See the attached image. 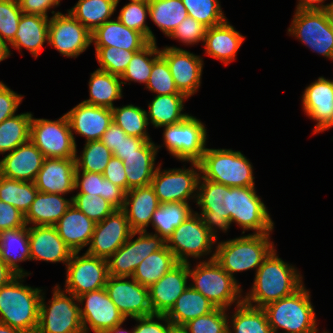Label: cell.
<instances>
[{
	"label": "cell",
	"instance_id": "obj_69",
	"mask_svg": "<svg viewBox=\"0 0 333 333\" xmlns=\"http://www.w3.org/2000/svg\"><path fill=\"white\" fill-rule=\"evenodd\" d=\"M122 324L116 325L115 327L106 330L104 333H134V330H132L131 332L127 331V330H123L121 328Z\"/></svg>",
	"mask_w": 333,
	"mask_h": 333
},
{
	"label": "cell",
	"instance_id": "obj_24",
	"mask_svg": "<svg viewBox=\"0 0 333 333\" xmlns=\"http://www.w3.org/2000/svg\"><path fill=\"white\" fill-rule=\"evenodd\" d=\"M302 103L305 113L317 121L314 133L333 126V80L319 77L305 89Z\"/></svg>",
	"mask_w": 333,
	"mask_h": 333
},
{
	"label": "cell",
	"instance_id": "obj_31",
	"mask_svg": "<svg viewBox=\"0 0 333 333\" xmlns=\"http://www.w3.org/2000/svg\"><path fill=\"white\" fill-rule=\"evenodd\" d=\"M151 141H146L137 153L129 156H115L121 159L125 165L127 178V192L131 189L151 184L157 167H154L157 149ZM155 169V170H154Z\"/></svg>",
	"mask_w": 333,
	"mask_h": 333
},
{
	"label": "cell",
	"instance_id": "obj_32",
	"mask_svg": "<svg viewBox=\"0 0 333 333\" xmlns=\"http://www.w3.org/2000/svg\"><path fill=\"white\" fill-rule=\"evenodd\" d=\"M243 41L244 37L226 20L207 29L204 46L207 55L221 60L226 65L235 59Z\"/></svg>",
	"mask_w": 333,
	"mask_h": 333
},
{
	"label": "cell",
	"instance_id": "obj_54",
	"mask_svg": "<svg viewBox=\"0 0 333 333\" xmlns=\"http://www.w3.org/2000/svg\"><path fill=\"white\" fill-rule=\"evenodd\" d=\"M226 309L216 308L207 315L197 317L182 326L187 333H227Z\"/></svg>",
	"mask_w": 333,
	"mask_h": 333
},
{
	"label": "cell",
	"instance_id": "obj_22",
	"mask_svg": "<svg viewBox=\"0 0 333 333\" xmlns=\"http://www.w3.org/2000/svg\"><path fill=\"white\" fill-rule=\"evenodd\" d=\"M189 265V262H178L149 287V303L153 314H166L186 290Z\"/></svg>",
	"mask_w": 333,
	"mask_h": 333
},
{
	"label": "cell",
	"instance_id": "obj_2",
	"mask_svg": "<svg viewBox=\"0 0 333 333\" xmlns=\"http://www.w3.org/2000/svg\"><path fill=\"white\" fill-rule=\"evenodd\" d=\"M17 275L0 288V322L24 333H36L39 324L41 289L24 286Z\"/></svg>",
	"mask_w": 333,
	"mask_h": 333
},
{
	"label": "cell",
	"instance_id": "obj_29",
	"mask_svg": "<svg viewBox=\"0 0 333 333\" xmlns=\"http://www.w3.org/2000/svg\"><path fill=\"white\" fill-rule=\"evenodd\" d=\"M95 47H117L140 51L150 41L140 32L126 27L119 19L106 21L91 33Z\"/></svg>",
	"mask_w": 333,
	"mask_h": 333
},
{
	"label": "cell",
	"instance_id": "obj_18",
	"mask_svg": "<svg viewBox=\"0 0 333 333\" xmlns=\"http://www.w3.org/2000/svg\"><path fill=\"white\" fill-rule=\"evenodd\" d=\"M77 298L81 304L86 300L85 307L80 308L84 333H87L90 328L94 333H104L116 325L123 324L126 320L110 299L105 288L84 293ZM88 324L90 328H88Z\"/></svg>",
	"mask_w": 333,
	"mask_h": 333
},
{
	"label": "cell",
	"instance_id": "obj_9",
	"mask_svg": "<svg viewBox=\"0 0 333 333\" xmlns=\"http://www.w3.org/2000/svg\"><path fill=\"white\" fill-rule=\"evenodd\" d=\"M288 32L317 53L333 60V16L330 10H296Z\"/></svg>",
	"mask_w": 333,
	"mask_h": 333
},
{
	"label": "cell",
	"instance_id": "obj_62",
	"mask_svg": "<svg viewBox=\"0 0 333 333\" xmlns=\"http://www.w3.org/2000/svg\"><path fill=\"white\" fill-rule=\"evenodd\" d=\"M23 14L41 15L48 18L47 10L59 5L60 0H18Z\"/></svg>",
	"mask_w": 333,
	"mask_h": 333
},
{
	"label": "cell",
	"instance_id": "obj_63",
	"mask_svg": "<svg viewBox=\"0 0 333 333\" xmlns=\"http://www.w3.org/2000/svg\"><path fill=\"white\" fill-rule=\"evenodd\" d=\"M127 134L118 125L112 122L107 130L104 132L101 141L104 145L111 150L114 155Z\"/></svg>",
	"mask_w": 333,
	"mask_h": 333
},
{
	"label": "cell",
	"instance_id": "obj_20",
	"mask_svg": "<svg viewBox=\"0 0 333 333\" xmlns=\"http://www.w3.org/2000/svg\"><path fill=\"white\" fill-rule=\"evenodd\" d=\"M200 174L193 168L191 169H171L160 171V166L157 167L151 186L154 189L160 203H188L196 189Z\"/></svg>",
	"mask_w": 333,
	"mask_h": 333
},
{
	"label": "cell",
	"instance_id": "obj_21",
	"mask_svg": "<svg viewBox=\"0 0 333 333\" xmlns=\"http://www.w3.org/2000/svg\"><path fill=\"white\" fill-rule=\"evenodd\" d=\"M160 55L168 64L177 89L187 97L194 94L201 83V57L177 47H165Z\"/></svg>",
	"mask_w": 333,
	"mask_h": 333
},
{
	"label": "cell",
	"instance_id": "obj_17",
	"mask_svg": "<svg viewBox=\"0 0 333 333\" xmlns=\"http://www.w3.org/2000/svg\"><path fill=\"white\" fill-rule=\"evenodd\" d=\"M131 281H124L126 277L110 276L107 279L105 289L119 309L121 314L127 317H146L153 315L149 303V288L138 283L133 277Z\"/></svg>",
	"mask_w": 333,
	"mask_h": 333
},
{
	"label": "cell",
	"instance_id": "obj_48",
	"mask_svg": "<svg viewBox=\"0 0 333 333\" xmlns=\"http://www.w3.org/2000/svg\"><path fill=\"white\" fill-rule=\"evenodd\" d=\"M149 56L153 58L149 59ZM159 56L160 50L157 49L156 42H149L140 51L134 53L120 79L147 84L153 63Z\"/></svg>",
	"mask_w": 333,
	"mask_h": 333
},
{
	"label": "cell",
	"instance_id": "obj_1",
	"mask_svg": "<svg viewBox=\"0 0 333 333\" xmlns=\"http://www.w3.org/2000/svg\"><path fill=\"white\" fill-rule=\"evenodd\" d=\"M275 251L268 255L256 271L252 290L242 298L244 303L263 308L291 296L303 286L300 273L279 258Z\"/></svg>",
	"mask_w": 333,
	"mask_h": 333
},
{
	"label": "cell",
	"instance_id": "obj_45",
	"mask_svg": "<svg viewBox=\"0 0 333 333\" xmlns=\"http://www.w3.org/2000/svg\"><path fill=\"white\" fill-rule=\"evenodd\" d=\"M38 189L34 182L9 179L0 175V201H4L26 215Z\"/></svg>",
	"mask_w": 333,
	"mask_h": 333
},
{
	"label": "cell",
	"instance_id": "obj_56",
	"mask_svg": "<svg viewBox=\"0 0 333 333\" xmlns=\"http://www.w3.org/2000/svg\"><path fill=\"white\" fill-rule=\"evenodd\" d=\"M22 14L18 0H0V39L6 44L14 41Z\"/></svg>",
	"mask_w": 333,
	"mask_h": 333
},
{
	"label": "cell",
	"instance_id": "obj_25",
	"mask_svg": "<svg viewBox=\"0 0 333 333\" xmlns=\"http://www.w3.org/2000/svg\"><path fill=\"white\" fill-rule=\"evenodd\" d=\"M75 158H45L34 181L39 192L65 194L75 190Z\"/></svg>",
	"mask_w": 333,
	"mask_h": 333
},
{
	"label": "cell",
	"instance_id": "obj_7",
	"mask_svg": "<svg viewBox=\"0 0 333 333\" xmlns=\"http://www.w3.org/2000/svg\"><path fill=\"white\" fill-rule=\"evenodd\" d=\"M30 141L45 158H75L77 156L75 138L66 114L56 121L32 117Z\"/></svg>",
	"mask_w": 333,
	"mask_h": 333
},
{
	"label": "cell",
	"instance_id": "obj_61",
	"mask_svg": "<svg viewBox=\"0 0 333 333\" xmlns=\"http://www.w3.org/2000/svg\"><path fill=\"white\" fill-rule=\"evenodd\" d=\"M103 177L114 185L122 188L127 193V178L125 165L123 161L114 155L110 158L109 163L102 173Z\"/></svg>",
	"mask_w": 333,
	"mask_h": 333
},
{
	"label": "cell",
	"instance_id": "obj_3",
	"mask_svg": "<svg viewBox=\"0 0 333 333\" xmlns=\"http://www.w3.org/2000/svg\"><path fill=\"white\" fill-rule=\"evenodd\" d=\"M191 163L204 179L229 187L254 186L252 165L240 151L206 148L202 158Z\"/></svg>",
	"mask_w": 333,
	"mask_h": 333
},
{
	"label": "cell",
	"instance_id": "obj_50",
	"mask_svg": "<svg viewBox=\"0 0 333 333\" xmlns=\"http://www.w3.org/2000/svg\"><path fill=\"white\" fill-rule=\"evenodd\" d=\"M147 13H149L148 0H131L121 9L117 18L126 27L142 33L150 42H156L152 31L145 24Z\"/></svg>",
	"mask_w": 333,
	"mask_h": 333
},
{
	"label": "cell",
	"instance_id": "obj_14",
	"mask_svg": "<svg viewBox=\"0 0 333 333\" xmlns=\"http://www.w3.org/2000/svg\"><path fill=\"white\" fill-rule=\"evenodd\" d=\"M137 233L140 236L130 241ZM166 241L159 235L147 231L132 232L129 239L107 259L108 273L114 277L133 276L138 265L151 253L162 249Z\"/></svg>",
	"mask_w": 333,
	"mask_h": 333
},
{
	"label": "cell",
	"instance_id": "obj_57",
	"mask_svg": "<svg viewBox=\"0 0 333 333\" xmlns=\"http://www.w3.org/2000/svg\"><path fill=\"white\" fill-rule=\"evenodd\" d=\"M208 27L198 22L191 16H187L169 36L186 44H194L205 39Z\"/></svg>",
	"mask_w": 333,
	"mask_h": 333
},
{
	"label": "cell",
	"instance_id": "obj_47",
	"mask_svg": "<svg viewBox=\"0 0 333 333\" xmlns=\"http://www.w3.org/2000/svg\"><path fill=\"white\" fill-rule=\"evenodd\" d=\"M111 110L112 121L127 135L150 141V137L146 133L149 122L145 110L131 104L122 108L114 107Z\"/></svg>",
	"mask_w": 333,
	"mask_h": 333
},
{
	"label": "cell",
	"instance_id": "obj_10",
	"mask_svg": "<svg viewBox=\"0 0 333 333\" xmlns=\"http://www.w3.org/2000/svg\"><path fill=\"white\" fill-rule=\"evenodd\" d=\"M216 238L209 232L198 213L190 215L166 240L177 262L188 263L187 256L199 258L211 252Z\"/></svg>",
	"mask_w": 333,
	"mask_h": 333
},
{
	"label": "cell",
	"instance_id": "obj_39",
	"mask_svg": "<svg viewBox=\"0 0 333 333\" xmlns=\"http://www.w3.org/2000/svg\"><path fill=\"white\" fill-rule=\"evenodd\" d=\"M188 97L185 94L156 95L149 103V111L146 114L150 117L151 123L155 127L182 122L188 114H182L184 108L183 101Z\"/></svg>",
	"mask_w": 333,
	"mask_h": 333
},
{
	"label": "cell",
	"instance_id": "obj_58",
	"mask_svg": "<svg viewBox=\"0 0 333 333\" xmlns=\"http://www.w3.org/2000/svg\"><path fill=\"white\" fill-rule=\"evenodd\" d=\"M27 226L25 215L14 206L0 201V232Z\"/></svg>",
	"mask_w": 333,
	"mask_h": 333
},
{
	"label": "cell",
	"instance_id": "obj_66",
	"mask_svg": "<svg viewBox=\"0 0 333 333\" xmlns=\"http://www.w3.org/2000/svg\"><path fill=\"white\" fill-rule=\"evenodd\" d=\"M17 275L0 259V288L7 285Z\"/></svg>",
	"mask_w": 333,
	"mask_h": 333
},
{
	"label": "cell",
	"instance_id": "obj_26",
	"mask_svg": "<svg viewBox=\"0 0 333 333\" xmlns=\"http://www.w3.org/2000/svg\"><path fill=\"white\" fill-rule=\"evenodd\" d=\"M71 130L86 137V142L101 140L112 121V110L85 102L66 113Z\"/></svg>",
	"mask_w": 333,
	"mask_h": 333
},
{
	"label": "cell",
	"instance_id": "obj_53",
	"mask_svg": "<svg viewBox=\"0 0 333 333\" xmlns=\"http://www.w3.org/2000/svg\"><path fill=\"white\" fill-rule=\"evenodd\" d=\"M72 204L95 223L101 222L116 208L101 196L77 193L71 197Z\"/></svg>",
	"mask_w": 333,
	"mask_h": 333
},
{
	"label": "cell",
	"instance_id": "obj_70",
	"mask_svg": "<svg viewBox=\"0 0 333 333\" xmlns=\"http://www.w3.org/2000/svg\"><path fill=\"white\" fill-rule=\"evenodd\" d=\"M168 333H187L182 327L172 326Z\"/></svg>",
	"mask_w": 333,
	"mask_h": 333
},
{
	"label": "cell",
	"instance_id": "obj_11",
	"mask_svg": "<svg viewBox=\"0 0 333 333\" xmlns=\"http://www.w3.org/2000/svg\"><path fill=\"white\" fill-rule=\"evenodd\" d=\"M236 222L245 230L256 234L270 233L272 222L266 206L256 194L254 186L230 187V224Z\"/></svg>",
	"mask_w": 333,
	"mask_h": 333
},
{
	"label": "cell",
	"instance_id": "obj_23",
	"mask_svg": "<svg viewBox=\"0 0 333 333\" xmlns=\"http://www.w3.org/2000/svg\"><path fill=\"white\" fill-rule=\"evenodd\" d=\"M44 160L45 156L29 140L0 160V175L9 179L34 182Z\"/></svg>",
	"mask_w": 333,
	"mask_h": 333
},
{
	"label": "cell",
	"instance_id": "obj_34",
	"mask_svg": "<svg viewBox=\"0 0 333 333\" xmlns=\"http://www.w3.org/2000/svg\"><path fill=\"white\" fill-rule=\"evenodd\" d=\"M215 309L210 300L189 285L165 315L173 326L182 327L188 321L207 315Z\"/></svg>",
	"mask_w": 333,
	"mask_h": 333
},
{
	"label": "cell",
	"instance_id": "obj_49",
	"mask_svg": "<svg viewBox=\"0 0 333 333\" xmlns=\"http://www.w3.org/2000/svg\"><path fill=\"white\" fill-rule=\"evenodd\" d=\"M112 156L101 140L86 142L81 158L75 157L76 169L102 174Z\"/></svg>",
	"mask_w": 333,
	"mask_h": 333
},
{
	"label": "cell",
	"instance_id": "obj_68",
	"mask_svg": "<svg viewBox=\"0 0 333 333\" xmlns=\"http://www.w3.org/2000/svg\"><path fill=\"white\" fill-rule=\"evenodd\" d=\"M0 333H24L17 328L11 327L5 323L0 322Z\"/></svg>",
	"mask_w": 333,
	"mask_h": 333
},
{
	"label": "cell",
	"instance_id": "obj_30",
	"mask_svg": "<svg viewBox=\"0 0 333 333\" xmlns=\"http://www.w3.org/2000/svg\"><path fill=\"white\" fill-rule=\"evenodd\" d=\"M95 225L72 204L54 226L65 244L73 252H79L90 243Z\"/></svg>",
	"mask_w": 333,
	"mask_h": 333
},
{
	"label": "cell",
	"instance_id": "obj_46",
	"mask_svg": "<svg viewBox=\"0 0 333 333\" xmlns=\"http://www.w3.org/2000/svg\"><path fill=\"white\" fill-rule=\"evenodd\" d=\"M236 312L232 316L235 333H273L263 308L253 307L244 302L236 305ZM228 332L232 333L230 327Z\"/></svg>",
	"mask_w": 333,
	"mask_h": 333
},
{
	"label": "cell",
	"instance_id": "obj_4",
	"mask_svg": "<svg viewBox=\"0 0 333 333\" xmlns=\"http://www.w3.org/2000/svg\"><path fill=\"white\" fill-rule=\"evenodd\" d=\"M270 233L249 234L220 242L213 253L215 261L232 277L234 272L258 268L274 250Z\"/></svg>",
	"mask_w": 333,
	"mask_h": 333
},
{
	"label": "cell",
	"instance_id": "obj_38",
	"mask_svg": "<svg viewBox=\"0 0 333 333\" xmlns=\"http://www.w3.org/2000/svg\"><path fill=\"white\" fill-rule=\"evenodd\" d=\"M120 76L97 69L91 73L89 81L90 99L83 102L113 109V101L122 97Z\"/></svg>",
	"mask_w": 333,
	"mask_h": 333
},
{
	"label": "cell",
	"instance_id": "obj_6",
	"mask_svg": "<svg viewBox=\"0 0 333 333\" xmlns=\"http://www.w3.org/2000/svg\"><path fill=\"white\" fill-rule=\"evenodd\" d=\"M189 276L194 281L190 285L210 300L216 308L227 309L232 303L241 304V289L234 278H232L211 257L208 262H200L193 270L189 266ZM240 294V295H239Z\"/></svg>",
	"mask_w": 333,
	"mask_h": 333
},
{
	"label": "cell",
	"instance_id": "obj_65",
	"mask_svg": "<svg viewBox=\"0 0 333 333\" xmlns=\"http://www.w3.org/2000/svg\"><path fill=\"white\" fill-rule=\"evenodd\" d=\"M324 0H299L298 11H328L331 10L330 4L323 5Z\"/></svg>",
	"mask_w": 333,
	"mask_h": 333
},
{
	"label": "cell",
	"instance_id": "obj_33",
	"mask_svg": "<svg viewBox=\"0 0 333 333\" xmlns=\"http://www.w3.org/2000/svg\"><path fill=\"white\" fill-rule=\"evenodd\" d=\"M72 205V199L66 200L61 194L39 192L25 215L26 225L54 226Z\"/></svg>",
	"mask_w": 333,
	"mask_h": 333
},
{
	"label": "cell",
	"instance_id": "obj_52",
	"mask_svg": "<svg viewBox=\"0 0 333 333\" xmlns=\"http://www.w3.org/2000/svg\"><path fill=\"white\" fill-rule=\"evenodd\" d=\"M96 58L101 66L99 70L121 76L137 51L118 49L117 47H95Z\"/></svg>",
	"mask_w": 333,
	"mask_h": 333
},
{
	"label": "cell",
	"instance_id": "obj_44",
	"mask_svg": "<svg viewBox=\"0 0 333 333\" xmlns=\"http://www.w3.org/2000/svg\"><path fill=\"white\" fill-rule=\"evenodd\" d=\"M31 113H22L0 123V153L11 152L30 140Z\"/></svg>",
	"mask_w": 333,
	"mask_h": 333
},
{
	"label": "cell",
	"instance_id": "obj_12",
	"mask_svg": "<svg viewBox=\"0 0 333 333\" xmlns=\"http://www.w3.org/2000/svg\"><path fill=\"white\" fill-rule=\"evenodd\" d=\"M164 144L174 157L198 162L206 151V129L203 123L188 115L182 122L163 126Z\"/></svg>",
	"mask_w": 333,
	"mask_h": 333
},
{
	"label": "cell",
	"instance_id": "obj_71",
	"mask_svg": "<svg viewBox=\"0 0 333 333\" xmlns=\"http://www.w3.org/2000/svg\"><path fill=\"white\" fill-rule=\"evenodd\" d=\"M330 7H331V14H332V16H333V2L332 3H330Z\"/></svg>",
	"mask_w": 333,
	"mask_h": 333
},
{
	"label": "cell",
	"instance_id": "obj_59",
	"mask_svg": "<svg viewBox=\"0 0 333 333\" xmlns=\"http://www.w3.org/2000/svg\"><path fill=\"white\" fill-rule=\"evenodd\" d=\"M22 97L0 82V123L15 115Z\"/></svg>",
	"mask_w": 333,
	"mask_h": 333
},
{
	"label": "cell",
	"instance_id": "obj_60",
	"mask_svg": "<svg viewBox=\"0 0 333 333\" xmlns=\"http://www.w3.org/2000/svg\"><path fill=\"white\" fill-rule=\"evenodd\" d=\"M154 318L158 320L165 321V325L158 321H153ZM139 322V325L135 326L134 333H168L172 323L168 320L165 314H153L146 317H136L134 318Z\"/></svg>",
	"mask_w": 333,
	"mask_h": 333
},
{
	"label": "cell",
	"instance_id": "obj_55",
	"mask_svg": "<svg viewBox=\"0 0 333 333\" xmlns=\"http://www.w3.org/2000/svg\"><path fill=\"white\" fill-rule=\"evenodd\" d=\"M146 87L157 95L183 94L177 89L169 66L161 55L153 63Z\"/></svg>",
	"mask_w": 333,
	"mask_h": 333
},
{
	"label": "cell",
	"instance_id": "obj_5",
	"mask_svg": "<svg viewBox=\"0 0 333 333\" xmlns=\"http://www.w3.org/2000/svg\"><path fill=\"white\" fill-rule=\"evenodd\" d=\"M263 309L273 333H318L310 294L304 285L291 296L272 302Z\"/></svg>",
	"mask_w": 333,
	"mask_h": 333
},
{
	"label": "cell",
	"instance_id": "obj_35",
	"mask_svg": "<svg viewBox=\"0 0 333 333\" xmlns=\"http://www.w3.org/2000/svg\"><path fill=\"white\" fill-rule=\"evenodd\" d=\"M0 259L19 276H27L17 262L30 260L27 226L0 232Z\"/></svg>",
	"mask_w": 333,
	"mask_h": 333
},
{
	"label": "cell",
	"instance_id": "obj_64",
	"mask_svg": "<svg viewBox=\"0 0 333 333\" xmlns=\"http://www.w3.org/2000/svg\"><path fill=\"white\" fill-rule=\"evenodd\" d=\"M145 142L146 140L144 139L126 135L114 156H129L131 154L137 153V150Z\"/></svg>",
	"mask_w": 333,
	"mask_h": 333
},
{
	"label": "cell",
	"instance_id": "obj_15",
	"mask_svg": "<svg viewBox=\"0 0 333 333\" xmlns=\"http://www.w3.org/2000/svg\"><path fill=\"white\" fill-rule=\"evenodd\" d=\"M200 179L203 180L200 185ZM197 204L201 207V219L209 232L217 239L213 226L227 231L230 226V187L200 177ZM200 185V186H199Z\"/></svg>",
	"mask_w": 333,
	"mask_h": 333
},
{
	"label": "cell",
	"instance_id": "obj_16",
	"mask_svg": "<svg viewBox=\"0 0 333 333\" xmlns=\"http://www.w3.org/2000/svg\"><path fill=\"white\" fill-rule=\"evenodd\" d=\"M52 14L48 26V43L64 56L77 57L92 43L91 32L69 11L67 15L54 11Z\"/></svg>",
	"mask_w": 333,
	"mask_h": 333
},
{
	"label": "cell",
	"instance_id": "obj_42",
	"mask_svg": "<svg viewBox=\"0 0 333 333\" xmlns=\"http://www.w3.org/2000/svg\"><path fill=\"white\" fill-rule=\"evenodd\" d=\"M149 13L152 21L167 35L188 16L182 0H148Z\"/></svg>",
	"mask_w": 333,
	"mask_h": 333
},
{
	"label": "cell",
	"instance_id": "obj_36",
	"mask_svg": "<svg viewBox=\"0 0 333 333\" xmlns=\"http://www.w3.org/2000/svg\"><path fill=\"white\" fill-rule=\"evenodd\" d=\"M48 26L49 19L47 17L22 14L11 46L18 50L24 47L34 57H37L44 42L48 40Z\"/></svg>",
	"mask_w": 333,
	"mask_h": 333
},
{
	"label": "cell",
	"instance_id": "obj_67",
	"mask_svg": "<svg viewBox=\"0 0 333 333\" xmlns=\"http://www.w3.org/2000/svg\"><path fill=\"white\" fill-rule=\"evenodd\" d=\"M10 49L8 45L0 39V61H3L6 59L8 56H10Z\"/></svg>",
	"mask_w": 333,
	"mask_h": 333
},
{
	"label": "cell",
	"instance_id": "obj_28",
	"mask_svg": "<svg viewBox=\"0 0 333 333\" xmlns=\"http://www.w3.org/2000/svg\"><path fill=\"white\" fill-rule=\"evenodd\" d=\"M130 206V209L128 208ZM160 206L151 185L129 190L125 196L123 211L133 232L146 231L152 215Z\"/></svg>",
	"mask_w": 333,
	"mask_h": 333
},
{
	"label": "cell",
	"instance_id": "obj_19",
	"mask_svg": "<svg viewBox=\"0 0 333 333\" xmlns=\"http://www.w3.org/2000/svg\"><path fill=\"white\" fill-rule=\"evenodd\" d=\"M132 232L125 212L116 209L104 220L96 223L86 253L108 259L129 239Z\"/></svg>",
	"mask_w": 333,
	"mask_h": 333
},
{
	"label": "cell",
	"instance_id": "obj_40",
	"mask_svg": "<svg viewBox=\"0 0 333 333\" xmlns=\"http://www.w3.org/2000/svg\"><path fill=\"white\" fill-rule=\"evenodd\" d=\"M118 3L119 0H79L69 13L92 33L109 21Z\"/></svg>",
	"mask_w": 333,
	"mask_h": 333
},
{
	"label": "cell",
	"instance_id": "obj_41",
	"mask_svg": "<svg viewBox=\"0 0 333 333\" xmlns=\"http://www.w3.org/2000/svg\"><path fill=\"white\" fill-rule=\"evenodd\" d=\"M172 251L165 245L151 253L136 268L133 278L143 286L150 287L177 264Z\"/></svg>",
	"mask_w": 333,
	"mask_h": 333
},
{
	"label": "cell",
	"instance_id": "obj_43",
	"mask_svg": "<svg viewBox=\"0 0 333 333\" xmlns=\"http://www.w3.org/2000/svg\"><path fill=\"white\" fill-rule=\"evenodd\" d=\"M192 209L188 203H160V206L152 215L151 222L155 231L165 241L181 223L190 215Z\"/></svg>",
	"mask_w": 333,
	"mask_h": 333
},
{
	"label": "cell",
	"instance_id": "obj_13",
	"mask_svg": "<svg viewBox=\"0 0 333 333\" xmlns=\"http://www.w3.org/2000/svg\"><path fill=\"white\" fill-rule=\"evenodd\" d=\"M73 252L66 264L65 292L78 297L84 293L105 288L109 277L107 259Z\"/></svg>",
	"mask_w": 333,
	"mask_h": 333
},
{
	"label": "cell",
	"instance_id": "obj_51",
	"mask_svg": "<svg viewBox=\"0 0 333 333\" xmlns=\"http://www.w3.org/2000/svg\"><path fill=\"white\" fill-rule=\"evenodd\" d=\"M188 16L210 28L226 21L218 0H182Z\"/></svg>",
	"mask_w": 333,
	"mask_h": 333
},
{
	"label": "cell",
	"instance_id": "obj_8",
	"mask_svg": "<svg viewBox=\"0 0 333 333\" xmlns=\"http://www.w3.org/2000/svg\"><path fill=\"white\" fill-rule=\"evenodd\" d=\"M50 306L46 307L41 295L39 324L36 333H84L78 300L73 294L69 297L57 285L54 288Z\"/></svg>",
	"mask_w": 333,
	"mask_h": 333
},
{
	"label": "cell",
	"instance_id": "obj_37",
	"mask_svg": "<svg viewBox=\"0 0 333 333\" xmlns=\"http://www.w3.org/2000/svg\"><path fill=\"white\" fill-rule=\"evenodd\" d=\"M80 175V169H76L75 189L80 188L78 193L101 196L116 209H123L126 192L122 188L114 185L99 173L82 171L81 177Z\"/></svg>",
	"mask_w": 333,
	"mask_h": 333
},
{
	"label": "cell",
	"instance_id": "obj_27",
	"mask_svg": "<svg viewBox=\"0 0 333 333\" xmlns=\"http://www.w3.org/2000/svg\"><path fill=\"white\" fill-rule=\"evenodd\" d=\"M30 260L66 262L73 251L60 238L55 226L28 227Z\"/></svg>",
	"mask_w": 333,
	"mask_h": 333
}]
</instances>
